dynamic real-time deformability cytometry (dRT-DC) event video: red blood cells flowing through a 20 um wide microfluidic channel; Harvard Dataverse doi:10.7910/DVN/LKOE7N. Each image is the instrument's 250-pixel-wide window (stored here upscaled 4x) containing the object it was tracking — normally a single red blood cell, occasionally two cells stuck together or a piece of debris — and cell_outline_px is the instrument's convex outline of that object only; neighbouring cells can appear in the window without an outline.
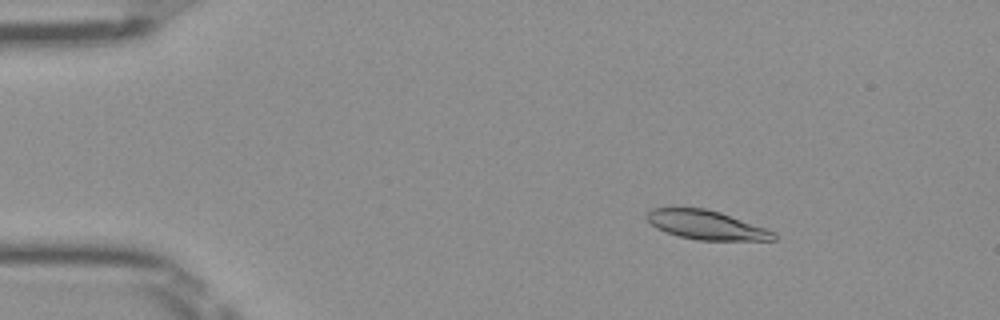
{"species": "Egyptian fruit bat (a non-hibernating species)", "species_latin": "Rousettus aegyptiacus", "temperature_condition": "room temperature", "stored_images_in_passage": 51, "camera_frame_rate_fps": 3000, "um_per_image_px": 0.085, "frame": {"image": 1, "passage_image": 8, "time_ms": 2.333, "image_size_px": [1000, 320], "cell_outline_px": [[776, 240], [700, 240], [680, 236], [656, 228], [644, 216], [652, 208], [704, 208], [720, 212], [776, 232]], "centroid_in_image_um": [60.04, 19.12], "position_along_channel_um": 25.0, "area_um2": 21.15}}
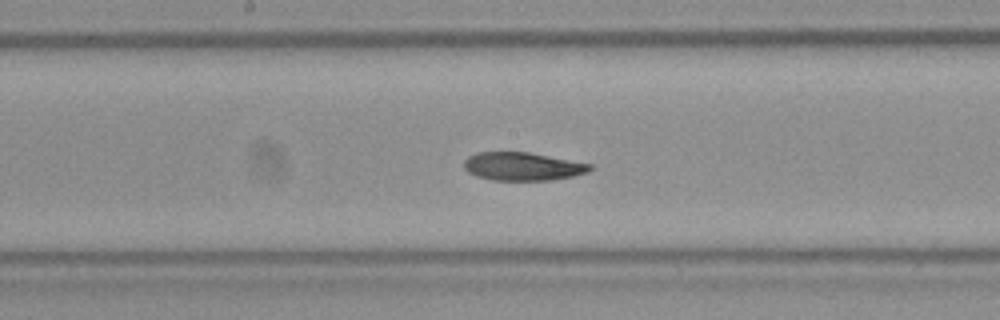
{"frame": {"image": 2, "passage_image": 27, "time_ms": 8.667, "image_size_px": [1000, 320], "cell_outline_px": [[592, 168], [588, 172], [572, 176], [552, 180], [492, 180], [476, 176], [468, 172], [464, 168], [464, 160], [468, 156], [476, 152], [528, 152], [592, 164]], "centroid_in_image_um": [44.4, 14.14], "position_along_channel_um": 203.8, "area_um2": 20.69}}
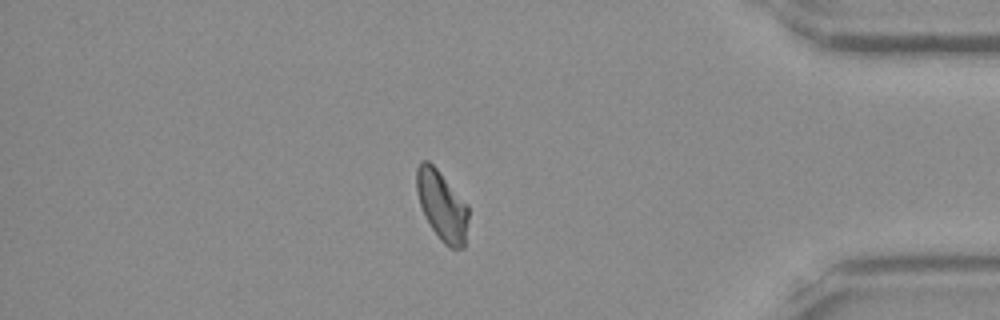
{"frame": {"image": 3, "passage_image": 44, "time_ms": 14.333, "image_size_px": [1000, 320], "cell_outline_px": [[468, 220], [464, 248], [448, 248], [440, 240], [432, 228], [420, 204], [416, 192], [416, 168], [420, 160], [428, 160], [436, 168], [468, 204]], "centroid_in_image_um": [37.57, 17.47], "position_along_channel_um": 397.6, "area_um2": 21.04}}